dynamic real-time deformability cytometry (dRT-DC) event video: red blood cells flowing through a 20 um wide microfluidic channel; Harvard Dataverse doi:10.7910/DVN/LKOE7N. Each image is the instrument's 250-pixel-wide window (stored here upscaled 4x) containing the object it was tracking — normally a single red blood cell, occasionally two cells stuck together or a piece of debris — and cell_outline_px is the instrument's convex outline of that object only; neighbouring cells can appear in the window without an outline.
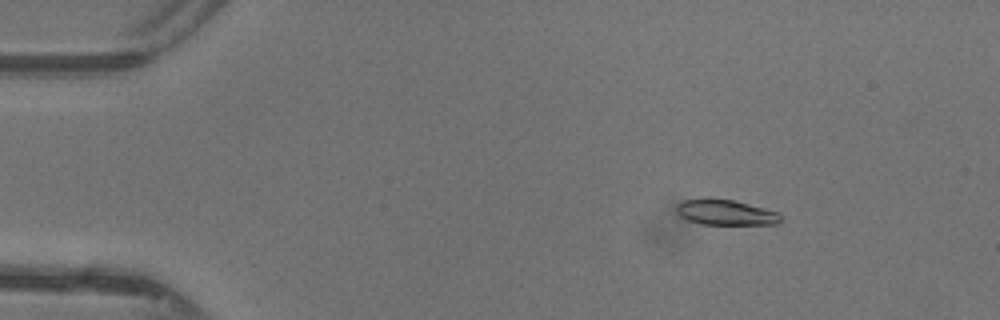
{"species": "common noctule bat (a hibernating species)", "species_latin": "Nyctalus noctula", "temperature_condition": "warm", "stored_images_in_passage": 44, "camera_frame_rate_fps": 3000, "um_per_image_px": 0.085, "animal": {"sex": "female"}, "frame": {"image": 1, "passage_image": 4, "time_ms": 1.0, "image_size_px": [1000, 320], "cell_outline_px": [[780, 220], [776, 224], [700, 224], [688, 220], [680, 216], [676, 212], [676, 204], [684, 200], [732, 200], [780, 212]], "centroid_in_image_um": [61.68, 18.08], "position_along_channel_um": 23.3, "area_um2": 14.97}}
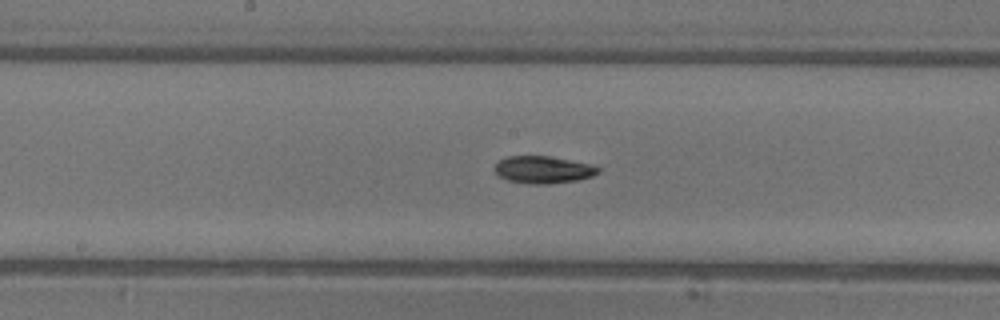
{"frame": {"image": 2, "passage_image": 22, "time_ms": 7.0, "image_size_px": [1000, 320], "cell_outline_px": [[600, 172], [592, 176], [576, 180], [548, 184], [528, 184], [508, 180], [496, 176], [492, 168], [500, 160], [508, 156], [548, 156], [588, 164], [600, 168]], "centroid_in_image_um": [46.1, 14.43], "position_along_channel_um": 202.1, "area_um2": 16.42}}
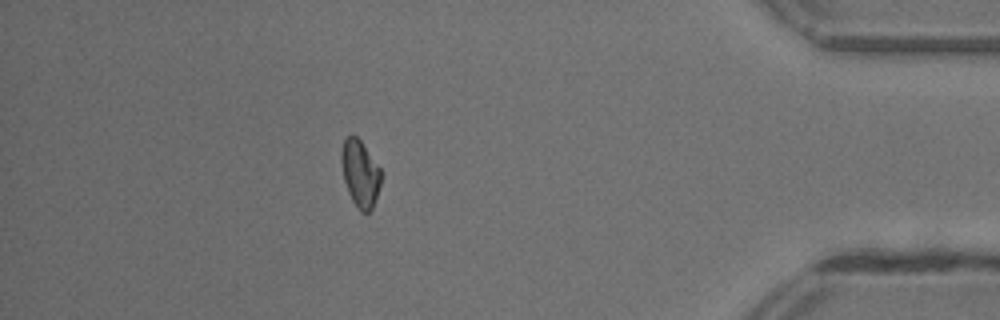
{"frame": {"image": 3, "passage_image": 39, "time_ms": 12.667, "image_size_px": [1000, 320], "cell_outline_px": [[380, 184], [372, 208], [368, 212], [360, 212], [352, 200], [348, 192], [344, 180], [340, 160], [340, 152], [344, 140], [352, 132], [360, 140], [380, 168]], "centroid_in_image_um": [30.57, 14.72], "position_along_channel_um": 404.6, "area_um2": 15.32}, "authors_computed_cell_mechanics": {"area_um2": 15.895, "velocity_mm_per_s": 4.392, "shape_relaxation_time_tau1_ms": 5.1946, "shape_relaxation_time_tau2_ms": null, "deformation_change_tau1": 0.1637, "deformation_change_tau2": null}}